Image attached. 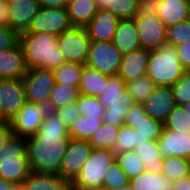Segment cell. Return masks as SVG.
I'll use <instances>...</instances> for the list:
<instances>
[{
    "label": "cell",
    "mask_w": 190,
    "mask_h": 190,
    "mask_svg": "<svg viewBox=\"0 0 190 190\" xmlns=\"http://www.w3.org/2000/svg\"><path fill=\"white\" fill-rule=\"evenodd\" d=\"M132 190H173V181L160 173L143 171L129 180Z\"/></svg>",
    "instance_id": "26"
},
{
    "label": "cell",
    "mask_w": 190,
    "mask_h": 190,
    "mask_svg": "<svg viewBox=\"0 0 190 190\" xmlns=\"http://www.w3.org/2000/svg\"><path fill=\"white\" fill-rule=\"evenodd\" d=\"M62 123L69 129L80 116L77 101L64 105L54 111Z\"/></svg>",
    "instance_id": "43"
},
{
    "label": "cell",
    "mask_w": 190,
    "mask_h": 190,
    "mask_svg": "<svg viewBox=\"0 0 190 190\" xmlns=\"http://www.w3.org/2000/svg\"><path fill=\"white\" fill-rule=\"evenodd\" d=\"M53 73L55 83L79 87L83 73V65L65 62L59 68L55 69Z\"/></svg>",
    "instance_id": "34"
},
{
    "label": "cell",
    "mask_w": 190,
    "mask_h": 190,
    "mask_svg": "<svg viewBox=\"0 0 190 190\" xmlns=\"http://www.w3.org/2000/svg\"><path fill=\"white\" fill-rule=\"evenodd\" d=\"M177 56L186 71H190V40L177 44Z\"/></svg>",
    "instance_id": "45"
},
{
    "label": "cell",
    "mask_w": 190,
    "mask_h": 190,
    "mask_svg": "<svg viewBox=\"0 0 190 190\" xmlns=\"http://www.w3.org/2000/svg\"><path fill=\"white\" fill-rule=\"evenodd\" d=\"M41 8H66L69 0H38Z\"/></svg>",
    "instance_id": "49"
},
{
    "label": "cell",
    "mask_w": 190,
    "mask_h": 190,
    "mask_svg": "<svg viewBox=\"0 0 190 190\" xmlns=\"http://www.w3.org/2000/svg\"><path fill=\"white\" fill-rule=\"evenodd\" d=\"M158 17L166 27L190 18V0H161Z\"/></svg>",
    "instance_id": "22"
},
{
    "label": "cell",
    "mask_w": 190,
    "mask_h": 190,
    "mask_svg": "<svg viewBox=\"0 0 190 190\" xmlns=\"http://www.w3.org/2000/svg\"><path fill=\"white\" fill-rule=\"evenodd\" d=\"M69 141V129L48 111L37 134L26 138L31 172L58 174Z\"/></svg>",
    "instance_id": "1"
},
{
    "label": "cell",
    "mask_w": 190,
    "mask_h": 190,
    "mask_svg": "<svg viewBox=\"0 0 190 190\" xmlns=\"http://www.w3.org/2000/svg\"><path fill=\"white\" fill-rule=\"evenodd\" d=\"M8 3L10 2H15V1H18V0H6Z\"/></svg>",
    "instance_id": "58"
},
{
    "label": "cell",
    "mask_w": 190,
    "mask_h": 190,
    "mask_svg": "<svg viewBox=\"0 0 190 190\" xmlns=\"http://www.w3.org/2000/svg\"><path fill=\"white\" fill-rule=\"evenodd\" d=\"M27 72L20 44L0 51V79H22Z\"/></svg>",
    "instance_id": "19"
},
{
    "label": "cell",
    "mask_w": 190,
    "mask_h": 190,
    "mask_svg": "<svg viewBox=\"0 0 190 190\" xmlns=\"http://www.w3.org/2000/svg\"><path fill=\"white\" fill-rule=\"evenodd\" d=\"M138 145H140V138L134 128L126 124L120 126L113 152L117 155L122 152L133 151Z\"/></svg>",
    "instance_id": "36"
},
{
    "label": "cell",
    "mask_w": 190,
    "mask_h": 190,
    "mask_svg": "<svg viewBox=\"0 0 190 190\" xmlns=\"http://www.w3.org/2000/svg\"><path fill=\"white\" fill-rule=\"evenodd\" d=\"M9 123V121L4 117L0 110V124Z\"/></svg>",
    "instance_id": "55"
},
{
    "label": "cell",
    "mask_w": 190,
    "mask_h": 190,
    "mask_svg": "<svg viewBox=\"0 0 190 190\" xmlns=\"http://www.w3.org/2000/svg\"><path fill=\"white\" fill-rule=\"evenodd\" d=\"M143 162L147 171L162 174V156L156 141H146L133 150Z\"/></svg>",
    "instance_id": "27"
},
{
    "label": "cell",
    "mask_w": 190,
    "mask_h": 190,
    "mask_svg": "<svg viewBox=\"0 0 190 190\" xmlns=\"http://www.w3.org/2000/svg\"><path fill=\"white\" fill-rule=\"evenodd\" d=\"M180 107L183 109L184 113H187L188 116L190 117V102H188L187 104H184Z\"/></svg>",
    "instance_id": "53"
},
{
    "label": "cell",
    "mask_w": 190,
    "mask_h": 190,
    "mask_svg": "<svg viewBox=\"0 0 190 190\" xmlns=\"http://www.w3.org/2000/svg\"><path fill=\"white\" fill-rule=\"evenodd\" d=\"M93 149L88 140L70 139L58 175L72 183L81 172L83 164L90 157Z\"/></svg>",
    "instance_id": "12"
},
{
    "label": "cell",
    "mask_w": 190,
    "mask_h": 190,
    "mask_svg": "<svg viewBox=\"0 0 190 190\" xmlns=\"http://www.w3.org/2000/svg\"><path fill=\"white\" fill-rule=\"evenodd\" d=\"M162 175L173 182L190 175V159L182 157H166L162 159Z\"/></svg>",
    "instance_id": "33"
},
{
    "label": "cell",
    "mask_w": 190,
    "mask_h": 190,
    "mask_svg": "<svg viewBox=\"0 0 190 190\" xmlns=\"http://www.w3.org/2000/svg\"><path fill=\"white\" fill-rule=\"evenodd\" d=\"M116 161V154L109 149H93L83 164L81 172L71 183V190H89L103 186V178Z\"/></svg>",
    "instance_id": "6"
},
{
    "label": "cell",
    "mask_w": 190,
    "mask_h": 190,
    "mask_svg": "<svg viewBox=\"0 0 190 190\" xmlns=\"http://www.w3.org/2000/svg\"><path fill=\"white\" fill-rule=\"evenodd\" d=\"M8 5L9 27L19 34L29 29L32 19L41 8L38 0H18Z\"/></svg>",
    "instance_id": "17"
},
{
    "label": "cell",
    "mask_w": 190,
    "mask_h": 190,
    "mask_svg": "<svg viewBox=\"0 0 190 190\" xmlns=\"http://www.w3.org/2000/svg\"><path fill=\"white\" fill-rule=\"evenodd\" d=\"M122 53L113 42L91 41L86 66L108 75H118Z\"/></svg>",
    "instance_id": "8"
},
{
    "label": "cell",
    "mask_w": 190,
    "mask_h": 190,
    "mask_svg": "<svg viewBox=\"0 0 190 190\" xmlns=\"http://www.w3.org/2000/svg\"><path fill=\"white\" fill-rule=\"evenodd\" d=\"M98 9L112 12L119 19H131L137 15L138 0H95Z\"/></svg>",
    "instance_id": "30"
},
{
    "label": "cell",
    "mask_w": 190,
    "mask_h": 190,
    "mask_svg": "<svg viewBox=\"0 0 190 190\" xmlns=\"http://www.w3.org/2000/svg\"><path fill=\"white\" fill-rule=\"evenodd\" d=\"M133 19L138 31V38L142 49L147 51L157 50L162 44L167 42V27L158 16L140 13Z\"/></svg>",
    "instance_id": "11"
},
{
    "label": "cell",
    "mask_w": 190,
    "mask_h": 190,
    "mask_svg": "<svg viewBox=\"0 0 190 190\" xmlns=\"http://www.w3.org/2000/svg\"><path fill=\"white\" fill-rule=\"evenodd\" d=\"M77 104L81 116L104 118L105 106L99 101L98 97L80 94Z\"/></svg>",
    "instance_id": "38"
},
{
    "label": "cell",
    "mask_w": 190,
    "mask_h": 190,
    "mask_svg": "<svg viewBox=\"0 0 190 190\" xmlns=\"http://www.w3.org/2000/svg\"><path fill=\"white\" fill-rule=\"evenodd\" d=\"M26 190H71V183L58 174L31 172L21 184Z\"/></svg>",
    "instance_id": "23"
},
{
    "label": "cell",
    "mask_w": 190,
    "mask_h": 190,
    "mask_svg": "<svg viewBox=\"0 0 190 190\" xmlns=\"http://www.w3.org/2000/svg\"><path fill=\"white\" fill-rule=\"evenodd\" d=\"M122 54L141 48L134 19H120L112 40Z\"/></svg>",
    "instance_id": "21"
},
{
    "label": "cell",
    "mask_w": 190,
    "mask_h": 190,
    "mask_svg": "<svg viewBox=\"0 0 190 190\" xmlns=\"http://www.w3.org/2000/svg\"><path fill=\"white\" fill-rule=\"evenodd\" d=\"M103 124V119L91 116H79L69 128L70 139L89 140L94 132Z\"/></svg>",
    "instance_id": "31"
},
{
    "label": "cell",
    "mask_w": 190,
    "mask_h": 190,
    "mask_svg": "<svg viewBox=\"0 0 190 190\" xmlns=\"http://www.w3.org/2000/svg\"><path fill=\"white\" fill-rule=\"evenodd\" d=\"M116 162L126 173L129 180L145 171L143 162L134 151L122 152L116 155Z\"/></svg>",
    "instance_id": "37"
},
{
    "label": "cell",
    "mask_w": 190,
    "mask_h": 190,
    "mask_svg": "<svg viewBox=\"0 0 190 190\" xmlns=\"http://www.w3.org/2000/svg\"><path fill=\"white\" fill-rule=\"evenodd\" d=\"M90 43L85 27L73 26L57 36V45L68 63L85 65Z\"/></svg>",
    "instance_id": "7"
},
{
    "label": "cell",
    "mask_w": 190,
    "mask_h": 190,
    "mask_svg": "<svg viewBox=\"0 0 190 190\" xmlns=\"http://www.w3.org/2000/svg\"><path fill=\"white\" fill-rule=\"evenodd\" d=\"M166 39L174 46L190 40V18L167 27Z\"/></svg>",
    "instance_id": "41"
},
{
    "label": "cell",
    "mask_w": 190,
    "mask_h": 190,
    "mask_svg": "<svg viewBox=\"0 0 190 190\" xmlns=\"http://www.w3.org/2000/svg\"><path fill=\"white\" fill-rule=\"evenodd\" d=\"M19 36L20 34L9 26L0 27V51L17 46Z\"/></svg>",
    "instance_id": "44"
},
{
    "label": "cell",
    "mask_w": 190,
    "mask_h": 190,
    "mask_svg": "<svg viewBox=\"0 0 190 190\" xmlns=\"http://www.w3.org/2000/svg\"><path fill=\"white\" fill-rule=\"evenodd\" d=\"M0 190H15V185L0 178Z\"/></svg>",
    "instance_id": "52"
},
{
    "label": "cell",
    "mask_w": 190,
    "mask_h": 190,
    "mask_svg": "<svg viewBox=\"0 0 190 190\" xmlns=\"http://www.w3.org/2000/svg\"><path fill=\"white\" fill-rule=\"evenodd\" d=\"M72 27L66 8H40L26 32H46L58 36Z\"/></svg>",
    "instance_id": "13"
},
{
    "label": "cell",
    "mask_w": 190,
    "mask_h": 190,
    "mask_svg": "<svg viewBox=\"0 0 190 190\" xmlns=\"http://www.w3.org/2000/svg\"><path fill=\"white\" fill-rule=\"evenodd\" d=\"M15 190H26L22 185H15Z\"/></svg>",
    "instance_id": "56"
},
{
    "label": "cell",
    "mask_w": 190,
    "mask_h": 190,
    "mask_svg": "<svg viewBox=\"0 0 190 190\" xmlns=\"http://www.w3.org/2000/svg\"><path fill=\"white\" fill-rule=\"evenodd\" d=\"M143 106L148 116L164 123L169 113L176 107L172 88L156 86Z\"/></svg>",
    "instance_id": "15"
},
{
    "label": "cell",
    "mask_w": 190,
    "mask_h": 190,
    "mask_svg": "<svg viewBox=\"0 0 190 190\" xmlns=\"http://www.w3.org/2000/svg\"><path fill=\"white\" fill-rule=\"evenodd\" d=\"M146 115L143 104H135L130 107V110L125 116V120H138L144 118Z\"/></svg>",
    "instance_id": "47"
},
{
    "label": "cell",
    "mask_w": 190,
    "mask_h": 190,
    "mask_svg": "<svg viewBox=\"0 0 190 190\" xmlns=\"http://www.w3.org/2000/svg\"><path fill=\"white\" fill-rule=\"evenodd\" d=\"M89 190H108V188L100 187V188H92V189H89Z\"/></svg>",
    "instance_id": "57"
},
{
    "label": "cell",
    "mask_w": 190,
    "mask_h": 190,
    "mask_svg": "<svg viewBox=\"0 0 190 190\" xmlns=\"http://www.w3.org/2000/svg\"><path fill=\"white\" fill-rule=\"evenodd\" d=\"M157 142L162 158L176 156L190 159V133L163 128Z\"/></svg>",
    "instance_id": "16"
},
{
    "label": "cell",
    "mask_w": 190,
    "mask_h": 190,
    "mask_svg": "<svg viewBox=\"0 0 190 190\" xmlns=\"http://www.w3.org/2000/svg\"><path fill=\"white\" fill-rule=\"evenodd\" d=\"M8 10V2L6 0H0V27L9 26Z\"/></svg>",
    "instance_id": "50"
},
{
    "label": "cell",
    "mask_w": 190,
    "mask_h": 190,
    "mask_svg": "<svg viewBox=\"0 0 190 190\" xmlns=\"http://www.w3.org/2000/svg\"><path fill=\"white\" fill-rule=\"evenodd\" d=\"M125 88L134 98L136 104H143L145 100L154 92L156 85L147 75H145L126 83Z\"/></svg>",
    "instance_id": "35"
},
{
    "label": "cell",
    "mask_w": 190,
    "mask_h": 190,
    "mask_svg": "<svg viewBox=\"0 0 190 190\" xmlns=\"http://www.w3.org/2000/svg\"><path fill=\"white\" fill-rule=\"evenodd\" d=\"M119 20L112 12L98 9L91 21L85 26L90 40L111 42Z\"/></svg>",
    "instance_id": "18"
},
{
    "label": "cell",
    "mask_w": 190,
    "mask_h": 190,
    "mask_svg": "<svg viewBox=\"0 0 190 190\" xmlns=\"http://www.w3.org/2000/svg\"><path fill=\"white\" fill-rule=\"evenodd\" d=\"M148 60L149 51L142 48L123 54L118 76L126 83L145 76Z\"/></svg>",
    "instance_id": "20"
},
{
    "label": "cell",
    "mask_w": 190,
    "mask_h": 190,
    "mask_svg": "<svg viewBox=\"0 0 190 190\" xmlns=\"http://www.w3.org/2000/svg\"><path fill=\"white\" fill-rule=\"evenodd\" d=\"M109 77L98 70L83 65V73L79 83L80 94L98 97L104 91Z\"/></svg>",
    "instance_id": "25"
},
{
    "label": "cell",
    "mask_w": 190,
    "mask_h": 190,
    "mask_svg": "<svg viewBox=\"0 0 190 190\" xmlns=\"http://www.w3.org/2000/svg\"><path fill=\"white\" fill-rule=\"evenodd\" d=\"M171 88L176 106L190 102V71H186Z\"/></svg>",
    "instance_id": "42"
},
{
    "label": "cell",
    "mask_w": 190,
    "mask_h": 190,
    "mask_svg": "<svg viewBox=\"0 0 190 190\" xmlns=\"http://www.w3.org/2000/svg\"><path fill=\"white\" fill-rule=\"evenodd\" d=\"M185 72L174 45L166 42L157 50L149 51L146 75L156 86L171 87Z\"/></svg>",
    "instance_id": "3"
},
{
    "label": "cell",
    "mask_w": 190,
    "mask_h": 190,
    "mask_svg": "<svg viewBox=\"0 0 190 190\" xmlns=\"http://www.w3.org/2000/svg\"><path fill=\"white\" fill-rule=\"evenodd\" d=\"M12 135L13 132L11 130L10 123L0 124V150L4 147Z\"/></svg>",
    "instance_id": "48"
},
{
    "label": "cell",
    "mask_w": 190,
    "mask_h": 190,
    "mask_svg": "<svg viewBox=\"0 0 190 190\" xmlns=\"http://www.w3.org/2000/svg\"><path fill=\"white\" fill-rule=\"evenodd\" d=\"M126 82L118 75L110 76L104 91L98 96L105 106L103 122L120 127L125 122V116L136 102L127 91Z\"/></svg>",
    "instance_id": "5"
},
{
    "label": "cell",
    "mask_w": 190,
    "mask_h": 190,
    "mask_svg": "<svg viewBox=\"0 0 190 190\" xmlns=\"http://www.w3.org/2000/svg\"><path fill=\"white\" fill-rule=\"evenodd\" d=\"M25 137L12 135L0 150V178L21 185L31 173Z\"/></svg>",
    "instance_id": "4"
},
{
    "label": "cell",
    "mask_w": 190,
    "mask_h": 190,
    "mask_svg": "<svg viewBox=\"0 0 190 190\" xmlns=\"http://www.w3.org/2000/svg\"><path fill=\"white\" fill-rule=\"evenodd\" d=\"M173 190H190V175L173 182Z\"/></svg>",
    "instance_id": "51"
},
{
    "label": "cell",
    "mask_w": 190,
    "mask_h": 190,
    "mask_svg": "<svg viewBox=\"0 0 190 190\" xmlns=\"http://www.w3.org/2000/svg\"><path fill=\"white\" fill-rule=\"evenodd\" d=\"M80 96L79 87L55 83L48 102V111H55L66 104L77 101Z\"/></svg>",
    "instance_id": "29"
},
{
    "label": "cell",
    "mask_w": 190,
    "mask_h": 190,
    "mask_svg": "<svg viewBox=\"0 0 190 190\" xmlns=\"http://www.w3.org/2000/svg\"><path fill=\"white\" fill-rule=\"evenodd\" d=\"M21 80L26 101L48 106L51 92L55 85L53 71L43 68L28 69V72Z\"/></svg>",
    "instance_id": "9"
},
{
    "label": "cell",
    "mask_w": 190,
    "mask_h": 190,
    "mask_svg": "<svg viewBox=\"0 0 190 190\" xmlns=\"http://www.w3.org/2000/svg\"><path fill=\"white\" fill-rule=\"evenodd\" d=\"M67 14L73 26L85 27L98 11L95 0H69Z\"/></svg>",
    "instance_id": "24"
},
{
    "label": "cell",
    "mask_w": 190,
    "mask_h": 190,
    "mask_svg": "<svg viewBox=\"0 0 190 190\" xmlns=\"http://www.w3.org/2000/svg\"><path fill=\"white\" fill-rule=\"evenodd\" d=\"M129 184V178L115 161L107 170L103 178V188H121Z\"/></svg>",
    "instance_id": "40"
},
{
    "label": "cell",
    "mask_w": 190,
    "mask_h": 190,
    "mask_svg": "<svg viewBox=\"0 0 190 190\" xmlns=\"http://www.w3.org/2000/svg\"><path fill=\"white\" fill-rule=\"evenodd\" d=\"M120 127L104 123L94 132L88 140L94 149L114 150Z\"/></svg>",
    "instance_id": "32"
},
{
    "label": "cell",
    "mask_w": 190,
    "mask_h": 190,
    "mask_svg": "<svg viewBox=\"0 0 190 190\" xmlns=\"http://www.w3.org/2000/svg\"><path fill=\"white\" fill-rule=\"evenodd\" d=\"M19 44L28 69L43 68L54 71L65 59L57 45V36L46 32H23Z\"/></svg>",
    "instance_id": "2"
},
{
    "label": "cell",
    "mask_w": 190,
    "mask_h": 190,
    "mask_svg": "<svg viewBox=\"0 0 190 190\" xmlns=\"http://www.w3.org/2000/svg\"><path fill=\"white\" fill-rule=\"evenodd\" d=\"M164 127L181 133H190V117L180 106H176L163 123Z\"/></svg>",
    "instance_id": "39"
},
{
    "label": "cell",
    "mask_w": 190,
    "mask_h": 190,
    "mask_svg": "<svg viewBox=\"0 0 190 190\" xmlns=\"http://www.w3.org/2000/svg\"><path fill=\"white\" fill-rule=\"evenodd\" d=\"M161 0H138L137 14L146 13L158 16V7Z\"/></svg>",
    "instance_id": "46"
},
{
    "label": "cell",
    "mask_w": 190,
    "mask_h": 190,
    "mask_svg": "<svg viewBox=\"0 0 190 190\" xmlns=\"http://www.w3.org/2000/svg\"><path fill=\"white\" fill-rule=\"evenodd\" d=\"M124 124L132 126L140 138V145L146 141H156L161 136L163 123L146 115L138 120H125Z\"/></svg>",
    "instance_id": "28"
},
{
    "label": "cell",
    "mask_w": 190,
    "mask_h": 190,
    "mask_svg": "<svg viewBox=\"0 0 190 190\" xmlns=\"http://www.w3.org/2000/svg\"><path fill=\"white\" fill-rule=\"evenodd\" d=\"M47 112V106L26 101L9 120L13 135L28 138L37 134Z\"/></svg>",
    "instance_id": "10"
},
{
    "label": "cell",
    "mask_w": 190,
    "mask_h": 190,
    "mask_svg": "<svg viewBox=\"0 0 190 190\" xmlns=\"http://www.w3.org/2000/svg\"><path fill=\"white\" fill-rule=\"evenodd\" d=\"M108 190H132L130 184H127L125 186H122L121 188H108Z\"/></svg>",
    "instance_id": "54"
},
{
    "label": "cell",
    "mask_w": 190,
    "mask_h": 190,
    "mask_svg": "<svg viewBox=\"0 0 190 190\" xmlns=\"http://www.w3.org/2000/svg\"><path fill=\"white\" fill-rule=\"evenodd\" d=\"M21 79H0V110L9 121L25 104Z\"/></svg>",
    "instance_id": "14"
}]
</instances>
